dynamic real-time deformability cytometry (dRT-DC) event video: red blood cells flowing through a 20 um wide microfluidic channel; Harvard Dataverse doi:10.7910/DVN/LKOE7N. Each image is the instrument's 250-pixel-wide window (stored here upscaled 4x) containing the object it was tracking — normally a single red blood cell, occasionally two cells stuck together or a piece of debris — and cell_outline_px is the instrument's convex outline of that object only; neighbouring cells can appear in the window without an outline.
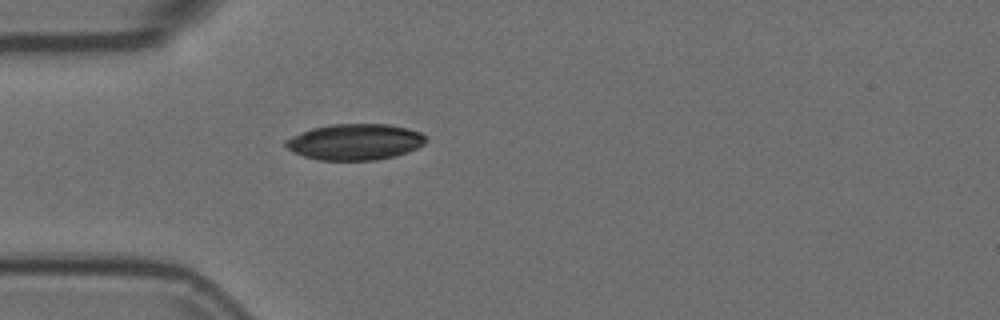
{"species": "Egyptian fruit bat (a non-hibernating species)", "species_latin": "Rousettus aegyptiacus", "temperature_condition": "room temperature", "stored_images_in_passage": 6, "camera_frame_rate_fps": 3000, "um_per_image_px": 0.085, "animal": {"sex": "female"}, "frame": {"image": 1, "passage_image": 6, "time_ms": 1.667, "image_size_px": [1000, 320], "cell_outline_px": [[428, 140], [424, 144], [408, 152], [396, 156], [376, 160], [316, 160], [292, 152], [284, 144], [284, 140], [300, 132], [312, 128], [328, 124], [388, 124], [408, 128], [420, 132], [428, 136]], "centroid_in_image_um": [30.19, 12.06], "position_along_channel_um": 54.8, "area_um2": 29.82}}